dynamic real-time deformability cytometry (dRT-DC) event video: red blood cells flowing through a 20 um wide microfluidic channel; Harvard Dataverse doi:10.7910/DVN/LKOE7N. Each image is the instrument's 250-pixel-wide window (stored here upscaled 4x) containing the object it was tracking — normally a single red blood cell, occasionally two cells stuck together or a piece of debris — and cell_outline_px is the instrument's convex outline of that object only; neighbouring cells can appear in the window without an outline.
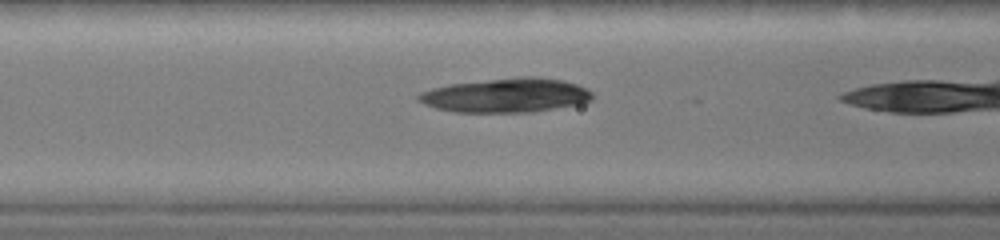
{"species": "common noctule bat (a hibernating species)", "species_latin": "Nyctalus noctula", "temperature_condition": "warm", "stored_images_in_passage": 11, "camera_frame_rate_fps": 3000, "um_per_image_px": 0.085, "animal": {"sex": "female", "body_mass_g": 19.0, "forearm_length_mm": 51.5}, "frame": {"image": 1, "passage_image": 7, "time_ms": 2.0, "image_size_px": [1000, 240], "cell_outline_px": [[592, 100], [580, 104], [528, 112], [452, 112], [436, 108], [424, 104], [416, 100], [416, 96], [420, 92], [432, 88], [448, 84], [520, 76], [532, 76], [564, 80], [588, 88], [592, 92]], "centroid_in_image_um": [42.99, 8.09], "position_along_channel_um": 123.6, "area_um2": 34.85}}